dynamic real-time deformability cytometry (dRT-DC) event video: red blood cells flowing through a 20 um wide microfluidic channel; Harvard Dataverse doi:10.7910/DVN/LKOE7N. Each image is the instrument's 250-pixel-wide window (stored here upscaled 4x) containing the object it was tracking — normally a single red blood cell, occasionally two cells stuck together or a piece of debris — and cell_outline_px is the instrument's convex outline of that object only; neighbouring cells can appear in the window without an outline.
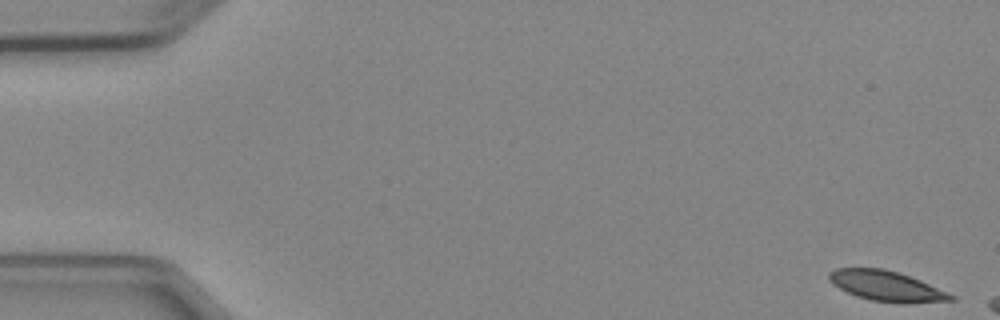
{"species": "Egyptian fruit bat (a non-hibernating species)", "species_latin": "Rousettus aegyptiacus", "temperature_condition": "cold", "stored_images_in_passage": 4, "camera_frame_rate_fps": 3000, "um_per_image_px": 0.085, "animal": {"sex": "female"}, "frame": {"image": 1, "passage_image": 1, "time_ms": 0.0, "image_size_px": [1000, 320], "cell_outline_px": [[956, 300], [904, 304], [900, 304], [872, 300], [856, 296], [832, 284], [828, 280], [828, 272], [836, 268], [884, 268], [900, 272], [920, 280], [956, 296]], "centroid_in_image_um": [75.35, 24.31], "position_along_channel_um": 9.6, "area_um2": 21.68}}